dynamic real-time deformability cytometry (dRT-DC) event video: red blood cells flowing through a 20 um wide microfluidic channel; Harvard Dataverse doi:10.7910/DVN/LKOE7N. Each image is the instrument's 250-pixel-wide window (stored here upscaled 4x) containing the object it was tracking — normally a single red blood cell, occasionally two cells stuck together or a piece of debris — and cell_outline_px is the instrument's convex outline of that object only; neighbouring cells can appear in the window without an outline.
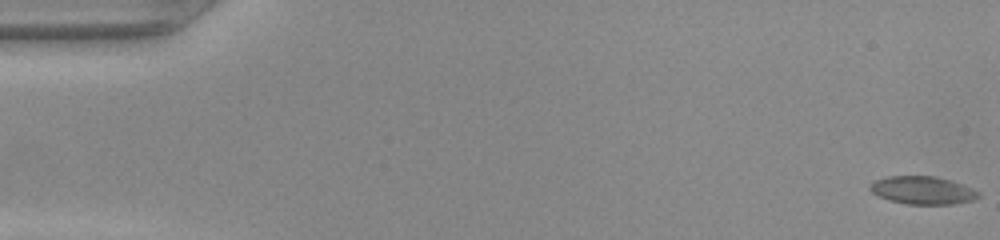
{"species": "common noctule bat (a hibernating species)", "species_latin": "Nyctalus noctula", "temperature_condition": "warm", "stored_images_in_passage": 51, "camera_frame_rate_fps": 3000, "um_per_image_px": 0.085, "animal": {"sex": "female", "body_mass_g": 22.0, "forearm_length_mm": 56.7}, "frame": {"image": 1, "passage_image": 1, "time_ms": 0.0, "image_size_px": [1000, 240], "cell_outline_px": [[980, 196], [972, 200], [952, 204], [908, 204], [888, 200], [872, 192], [868, 188], [876, 180], [888, 176], [936, 176], [972, 188], [980, 192]], "centroid_in_image_um": [78.42, 16.17], "position_along_channel_um": 6.6, "area_um2": 17.4}}
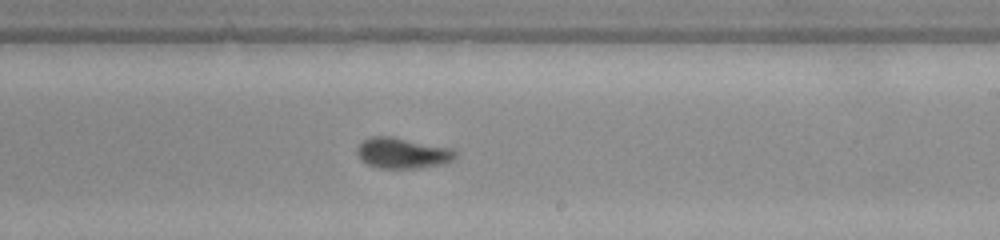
{"frame": {"image": 2, "passage_image": 30, "time_ms": 9.667, "image_size_px": [1000, 240], "cell_outline_px": [[456, 160], [448, 164], [420, 168], [376, 168], [360, 160], [356, 152], [356, 148], [364, 140], [372, 136], [392, 136], [452, 148], [456, 152]], "centroid_in_image_um": [34.25, 13.02], "position_along_channel_um": 254.7, "area_um2": 17.98}}
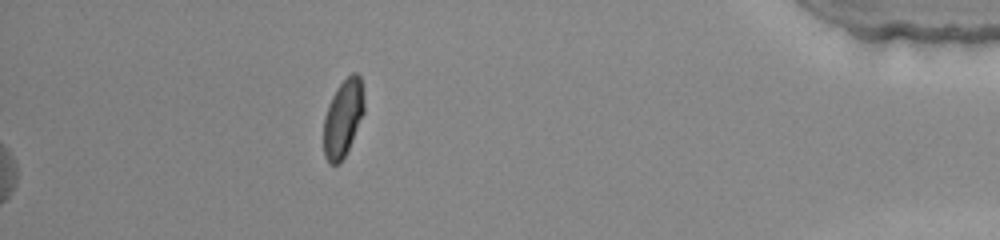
{"frame": {"image": 3, "passage_image": 51, "time_ms": 16.667, "image_size_px": [1000, 240], "cell_outline_px": [[364, 112], [352, 140], [340, 164], [328, 164], [324, 156], [324, 116], [332, 96], [340, 84], [352, 72], [356, 72], [360, 76], [364, 100]], "centroid_in_image_um": [29.15, 10.05], "position_along_channel_um": 406.0, "area_um2": 18.09}}